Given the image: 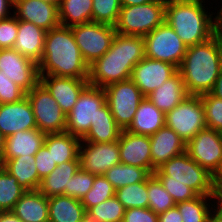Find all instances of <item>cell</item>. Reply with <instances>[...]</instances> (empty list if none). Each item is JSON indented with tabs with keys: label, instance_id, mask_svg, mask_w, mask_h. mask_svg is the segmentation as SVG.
<instances>
[{
	"label": "cell",
	"instance_id": "6da1fadb",
	"mask_svg": "<svg viewBox=\"0 0 222 222\" xmlns=\"http://www.w3.org/2000/svg\"><path fill=\"white\" fill-rule=\"evenodd\" d=\"M144 57L143 37L116 33L109 50L89 66V85L104 88L130 79L133 68Z\"/></svg>",
	"mask_w": 222,
	"mask_h": 222
},
{
	"label": "cell",
	"instance_id": "7a4b0ae2",
	"mask_svg": "<svg viewBox=\"0 0 222 222\" xmlns=\"http://www.w3.org/2000/svg\"><path fill=\"white\" fill-rule=\"evenodd\" d=\"M222 69V36L217 32L209 40L187 47L178 68L189 95L209 93Z\"/></svg>",
	"mask_w": 222,
	"mask_h": 222
},
{
	"label": "cell",
	"instance_id": "3957f363",
	"mask_svg": "<svg viewBox=\"0 0 222 222\" xmlns=\"http://www.w3.org/2000/svg\"><path fill=\"white\" fill-rule=\"evenodd\" d=\"M39 75L88 79L89 65L80 53L71 27L59 25L46 33Z\"/></svg>",
	"mask_w": 222,
	"mask_h": 222
},
{
	"label": "cell",
	"instance_id": "277c9868",
	"mask_svg": "<svg viewBox=\"0 0 222 222\" xmlns=\"http://www.w3.org/2000/svg\"><path fill=\"white\" fill-rule=\"evenodd\" d=\"M203 1L166 0L165 23L187 47L205 42L218 32V15L214 18L213 12L208 13Z\"/></svg>",
	"mask_w": 222,
	"mask_h": 222
},
{
	"label": "cell",
	"instance_id": "5b68a950",
	"mask_svg": "<svg viewBox=\"0 0 222 222\" xmlns=\"http://www.w3.org/2000/svg\"><path fill=\"white\" fill-rule=\"evenodd\" d=\"M160 182L184 183L198 195H211L213 175L184 152L171 158L153 173Z\"/></svg>",
	"mask_w": 222,
	"mask_h": 222
},
{
	"label": "cell",
	"instance_id": "8992f818",
	"mask_svg": "<svg viewBox=\"0 0 222 222\" xmlns=\"http://www.w3.org/2000/svg\"><path fill=\"white\" fill-rule=\"evenodd\" d=\"M166 0L142 5L122 6L115 31L122 35L145 37L165 22Z\"/></svg>",
	"mask_w": 222,
	"mask_h": 222
},
{
	"label": "cell",
	"instance_id": "52a82bcc",
	"mask_svg": "<svg viewBox=\"0 0 222 222\" xmlns=\"http://www.w3.org/2000/svg\"><path fill=\"white\" fill-rule=\"evenodd\" d=\"M103 89L115 122L122 130H127L145 96L131 79L109 84Z\"/></svg>",
	"mask_w": 222,
	"mask_h": 222
},
{
	"label": "cell",
	"instance_id": "ba28073f",
	"mask_svg": "<svg viewBox=\"0 0 222 222\" xmlns=\"http://www.w3.org/2000/svg\"><path fill=\"white\" fill-rule=\"evenodd\" d=\"M105 103L104 89L88 85L79 95L73 109L66 115L65 131L82 140Z\"/></svg>",
	"mask_w": 222,
	"mask_h": 222
},
{
	"label": "cell",
	"instance_id": "9c48e42d",
	"mask_svg": "<svg viewBox=\"0 0 222 222\" xmlns=\"http://www.w3.org/2000/svg\"><path fill=\"white\" fill-rule=\"evenodd\" d=\"M165 126L174 130L186 143L206 128L201 96L189 95L165 114Z\"/></svg>",
	"mask_w": 222,
	"mask_h": 222
},
{
	"label": "cell",
	"instance_id": "30bf717a",
	"mask_svg": "<svg viewBox=\"0 0 222 222\" xmlns=\"http://www.w3.org/2000/svg\"><path fill=\"white\" fill-rule=\"evenodd\" d=\"M71 31L89 66L109 50L117 33L114 26L97 22L72 26Z\"/></svg>",
	"mask_w": 222,
	"mask_h": 222
},
{
	"label": "cell",
	"instance_id": "8fae6325",
	"mask_svg": "<svg viewBox=\"0 0 222 222\" xmlns=\"http://www.w3.org/2000/svg\"><path fill=\"white\" fill-rule=\"evenodd\" d=\"M143 38L145 57L180 67L187 46L167 23L164 22Z\"/></svg>",
	"mask_w": 222,
	"mask_h": 222
},
{
	"label": "cell",
	"instance_id": "7c38bea8",
	"mask_svg": "<svg viewBox=\"0 0 222 222\" xmlns=\"http://www.w3.org/2000/svg\"><path fill=\"white\" fill-rule=\"evenodd\" d=\"M26 96L31 103L37 128L41 132H65L66 115L41 82L26 93Z\"/></svg>",
	"mask_w": 222,
	"mask_h": 222
},
{
	"label": "cell",
	"instance_id": "4fadbf2b",
	"mask_svg": "<svg viewBox=\"0 0 222 222\" xmlns=\"http://www.w3.org/2000/svg\"><path fill=\"white\" fill-rule=\"evenodd\" d=\"M186 153L214 176L222 163V132L201 130L186 143Z\"/></svg>",
	"mask_w": 222,
	"mask_h": 222
},
{
	"label": "cell",
	"instance_id": "5bb4252c",
	"mask_svg": "<svg viewBox=\"0 0 222 222\" xmlns=\"http://www.w3.org/2000/svg\"><path fill=\"white\" fill-rule=\"evenodd\" d=\"M79 162L82 171L95 176L104 175L108 169L120 163L118 140L104 143L81 140Z\"/></svg>",
	"mask_w": 222,
	"mask_h": 222
},
{
	"label": "cell",
	"instance_id": "9a60e30c",
	"mask_svg": "<svg viewBox=\"0 0 222 222\" xmlns=\"http://www.w3.org/2000/svg\"><path fill=\"white\" fill-rule=\"evenodd\" d=\"M0 70L26 93L40 82L38 64L14 48L0 49Z\"/></svg>",
	"mask_w": 222,
	"mask_h": 222
},
{
	"label": "cell",
	"instance_id": "2e32d148",
	"mask_svg": "<svg viewBox=\"0 0 222 222\" xmlns=\"http://www.w3.org/2000/svg\"><path fill=\"white\" fill-rule=\"evenodd\" d=\"M178 68L172 64L144 57L132 70L131 80L146 97L171 78Z\"/></svg>",
	"mask_w": 222,
	"mask_h": 222
},
{
	"label": "cell",
	"instance_id": "e0dca14e",
	"mask_svg": "<svg viewBox=\"0 0 222 222\" xmlns=\"http://www.w3.org/2000/svg\"><path fill=\"white\" fill-rule=\"evenodd\" d=\"M13 15L45 31L60 25L58 6L42 0H13Z\"/></svg>",
	"mask_w": 222,
	"mask_h": 222
},
{
	"label": "cell",
	"instance_id": "ac0fdd59",
	"mask_svg": "<svg viewBox=\"0 0 222 222\" xmlns=\"http://www.w3.org/2000/svg\"><path fill=\"white\" fill-rule=\"evenodd\" d=\"M40 82L46 87L65 115L73 109L79 95L89 85L88 79L53 75H40Z\"/></svg>",
	"mask_w": 222,
	"mask_h": 222
},
{
	"label": "cell",
	"instance_id": "d6986e66",
	"mask_svg": "<svg viewBox=\"0 0 222 222\" xmlns=\"http://www.w3.org/2000/svg\"><path fill=\"white\" fill-rule=\"evenodd\" d=\"M118 143L120 163L144 168L152 174L150 136L122 130Z\"/></svg>",
	"mask_w": 222,
	"mask_h": 222
},
{
	"label": "cell",
	"instance_id": "ffe728a7",
	"mask_svg": "<svg viewBox=\"0 0 222 222\" xmlns=\"http://www.w3.org/2000/svg\"><path fill=\"white\" fill-rule=\"evenodd\" d=\"M34 128H37V125L27 96L15 103L0 104V131L6 137L17 131Z\"/></svg>",
	"mask_w": 222,
	"mask_h": 222
},
{
	"label": "cell",
	"instance_id": "44dd1931",
	"mask_svg": "<svg viewBox=\"0 0 222 222\" xmlns=\"http://www.w3.org/2000/svg\"><path fill=\"white\" fill-rule=\"evenodd\" d=\"M150 143L152 174L171 158L186 152V142L167 126L151 135Z\"/></svg>",
	"mask_w": 222,
	"mask_h": 222
},
{
	"label": "cell",
	"instance_id": "7402d4cb",
	"mask_svg": "<svg viewBox=\"0 0 222 222\" xmlns=\"http://www.w3.org/2000/svg\"><path fill=\"white\" fill-rule=\"evenodd\" d=\"M46 33L47 31L31 22L19 20L18 35L13 48L18 53L39 64L44 51Z\"/></svg>",
	"mask_w": 222,
	"mask_h": 222
},
{
	"label": "cell",
	"instance_id": "603a6c76",
	"mask_svg": "<svg viewBox=\"0 0 222 222\" xmlns=\"http://www.w3.org/2000/svg\"><path fill=\"white\" fill-rule=\"evenodd\" d=\"M46 133L38 128L17 131L6 137L5 149L0 161L17 158L23 155L34 156L44 145Z\"/></svg>",
	"mask_w": 222,
	"mask_h": 222
},
{
	"label": "cell",
	"instance_id": "cb8c5ba5",
	"mask_svg": "<svg viewBox=\"0 0 222 222\" xmlns=\"http://www.w3.org/2000/svg\"><path fill=\"white\" fill-rule=\"evenodd\" d=\"M188 96L182 76L177 71L161 87L155 89L146 97L157 109L166 114Z\"/></svg>",
	"mask_w": 222,
	"mask_h": 222
},
{
	"label": "cell",
	"instance_id": "d4e9b609",
	"mask_svg": "<svg viewBox=\"0 0 222 222\" xmlns=\"http://www.w3.org/2000/svg\"><path fill=\"white\" fill-rule=\"evenodd\" d=\"M12 212L23 222H49L48 198L39 190L26 191Z\"/></svg>",
	"mask_w": 222,
	"mask_h": 222
},
{
	"label": "cell",
	"instance_id": "484cf974",
	"mask_svg": "<svg viewBox=\"0 0 222 222\" xmlns=\"http://www.w3.org/2000/svg\"><path fill=\"white\" fill-rule=\"evenodd\" d=\"M164 126L165 114L145 97L138 105L133 122L127 131L138 135L151 136Z\"/></svg>",
	"mask_w": 222,
	"mask_h": 222
},
{
	"label": "cell",
	"instance_id": "4316f807",
	"mask_svg": "<svg viewBox=\"0 0 222 222\" xmlns=\"http://www.w3.org/2000/svg\"><path fill=\"white\" fill-rule=\"evenodd\" d=\"M0 165L15 176L19 185L26 191L39 189L42 179L37 173L34 156L23 155L7 161H0Z\"/></svg>",
	"mask_w": 222,
	"mask_h": 222
},
{
	"label": "cell",
	"instance_id": "83f0119b",
	"mask_svg": "<svg viewBox=\"0 0 222 222\" xmlns=\"http://www.w3.org/2000/svg\"><path fill=\"white\" fill-rule=\"evenodd\" d=\"M79 169V157L73 161L61 163L41 180L38 190L47 198L65 195V188H69L71 177H73Z\"/></svg>",
	"mask_w": 222,
	"mask_h": 222
},
{
	"label": "cell",
	"instance_id": "f1b7e54d",
	"mask_svg": "<svg viewBox=\"0 0 222 222\" xmlns=\"http://www.w3.org/2000/svg\"><path fill=\"white\" fill-rule=\"evenodd\" d=\"M122 129L117 125L107 102L99 109L94 123L82 139L85 142L104 143L119 140Z\"/></svg>",
	"mask_w": 222,
	"mask_h": 222
},
{
	"label": "cell",
	"instance_id": "f546056e",
	"mask_svg": "<svg viewBox=\"0 0 222 222\" xmlns=\"http://www.w3.org/2000/svg\"><path fill=\"white\" fill-rule=\"evenodd\" d=\"M49 222H80L86 214L81 200L65 195L48 198Z\"/></svg>",
	"mask_w": 222,
	"mask_h": 222
},
{
	"label": "cell",
	"instance_id": "4dcf8cb0",
	"mask_svg": "<svg viewBox=\"0 0 222 222\" xmlns=\"http://www.w3.org/2000/svg\"><path fill=\"white\" fill-rule=\"evenodd\" d=\"M81 139L68 132L47 133L44 145L51 152L53 161L57 166L67 161H73L79 157Z\"/></svg>",
	"mask_w": 222,
	"mask_h": 222
},
{
	"label": "cell",
	"instance_id": "1f68e13d",
	"mask_svg": "<svg viewBox=\"0 0 222 222\" xmlns=\"http://www.w3.org/2000/svg\"><path fill=\"white\" fill-rule=\"evenodd\" d=\"M93 0H61L58 7L60 25L72 27L92 22Z\"/></svg>",
	"mask_w": 222,
	"mask_h": 222
},
{
	"label": "cell",
	"instance_id": "d6a6232c",
	"mask_svg": "<svg viewBox=\"0 0 222 222\" xmlns=\"http://www.w3.org/2000/svg\"><path fill=\"white\" fill-rule=\"evenodd\" d=\"M150 175L144 168L122 163L114 165L104 174L115 190L129 184L144 182Z\"/></svg>",
	"mask_w": 222,
	"mask_h": 222
},
{
	"label": "cell",
	"instance_id": "836d02e7",
	"mask_svg": "<svg viewBox=\"0 0 222 222\" xmlns=\"http://www.w3.org/2000/svg\"><path fill=\"white\" fill-rule=\"evenodd\" d=\"M209 198H211L210 195H198L191 200L176 203V207L182 216V221L210 222L212 219V210Z\"/></svg>",
	"mask_w": 222,
	"mask_h": 222
},
{
	"label": "cell",
	"instance_id": "e575fe53",
	"mask_svg": "<svg viewBox=\"0 0 222 222\" xmlns=\"http://www.w3.org/2000/svg\"><path fill=\"white\" fill-rule=\"evenodd\" d=\"M25 192L16 177L0 165V212L12 211Z\"/></svg>",
	"mask_w": 222,
	"mask_h": 222
},
{
	"label": "cell",
	"instance_id": "d590c367",
	"mask_svg": "<svg viewBox=\"0 0 222 222\" xmlns=\"http://www.w3.org/2000/svg\"><path fill=\"white\" fill-rule=\"evenodd\" d=\"M147 193L148 208L157 215L176 206V202L154 174L147 178Z\"/></svg>",
	"mask_w": 222,
	"mask_h": 222
},
{
	"label": "cell",
	"instance_id": "8d00e7d4",
	"mask_svg": "<svg viewBox=\"0 0 222 222\" xmlns=\"http://www.w3.org/2000/svg\"><path fill=\"white\" fill-rule=\"evenodd\" d=\"M115 197L125 209L148 208L147 180L118 188Z\"/></svg>",
	"mask_w": 222,
	"mask_h": 222
},
{
	"label": "cell",
	"instance_id": "74e56055",
	"mask_svg": "<svg viewBox=\"0 0 222 222\" xmlns=\"http://www.w3.org/2000/svg\"><path fill=\"white\" fill-rule=\"evenodd\" d=\"M124 213V206L115 196L91 207L86 212L94 222H122Z\"/></svg>",
	"mask_w": 222,
	"mask_h": 222
},
{
	"label": "cell",
	"instance_id": "f35d334b",
	"mask_svg": "<svg viewBox=\"0 0 222 222\" xmlns=\"http://www.w3.org/2000/svg\"><path fill=\"white\" fill-rule=\"evenodd\" d=\"M115 196V189L104 175L95 176L92 188L82 198L86 212L93 206Z\"/></svg>",
	"mask_w": 222,
	"mask_h": 222
},
{
	"label": "cell",
	"instance_id": "ab89813d",
	"mask_svg": "<svg viewBox=\"0 0 222 222\" xmlns=\"http://www.w3.org/2000/svg\"><path fill=\"white\" fill-rule=\"evenodd\" d=\"M121 7L120 0H93L92 22L115 26Z\"/></svg>",
	"mask_w": 222,
	"mask_h": 222
},
{
	"label": "cell",
	"instance_id": "60d3db41",
	"mask_svg": "<svg viewBox=\"0 0 222 222\" xmlns=\"http://www.w3.org/2000/svg\"><path fill=\"white\" fill-rule=\"evenodd\" d=\"M204 107L206 128L222 132V99L210 93L200 95Z\"/></svg>",
	"mask_w": 222,
	"mask_h": 222
},
{
	"label": "cell",
	"instance_id": "b9f144b4",
	"mask_svg": "<svg viewBox=\"0 0 222 222\" xmlns=\"http://www.w3.org/2000/svg\"><path fill=\"white\" fill-rule=\"evenodd\" d=\"M95 175L79 169L69 183V188H65V196L82 200L87 192L92 188Z\"/></svg>",
	"mask_w": 222,
	"mask_h": 222
},
{
	"label": "cell",
	"instance_id": "7bdbcfd3",
	"mask_svg": "<svg viewBox=\"0 0 222 222\" xmlns=\"http://www.w3.org/2000/svg\"><path fill=\"white\" fill-rule=\"evenodd\" d=\"M0 70V104L15 103L26 97V92Z\"/></svg>",
	"mask_w": 222,
	"mask_h": 222
},
{
	"label": "cell",
	"instance_id": "ee69618b",
	"mask_svg": "<svg viewBox=\"0 0 222 222\" xmlns=\"http://www.w3.org/2000/svg\"><path fill=\"white\" fill-rule=\"evenodd\" d=\"M19 20L11 15L0 20V49L13 48L18 35Z\"/></svg>",
	"mask_w": 222,
	"mask_h": 222
},
{
	"label": "cell",
	"instance_id": "f6af8a7d",
	"mask_svg": "<svg viewBox=\"0 0 222 222\" xmlns=\"http://www.w3.org/2000/svg\"><path fill=\"white\" fill-rule=\"evenodd\" d=\"M34 157L37 173L41 179L49 175L57 167L56 162L53 161L51 152L45 145L38 150Z\"/></svg>",
	"mask_w": 222,
	"mask_h": 222
},
{
	"label": "cell",
	"instance_id": "bcb514c9",
	"mask_svg": "<svg viewBox=\"0 0 222 222\" xmlns=\"http://www.w3.org/2000/svg\"><path fill=\"white\" fill-rule=\"evenodd\" d=\"M161 184L176 203L188 201L198 196L192 188L184 183L161 182Z\"/></svg>",
	"mask_w": 222,
	"mask_h": 222
},
{
	"label": "cell",
	"instance_id": "7dc6e473",
	"mask_svg": "<svg viewBox=\"0 0 222 222\" xmlns=\"http://www.w3.org/2000/svg\"><path fill=\"white\" fill-rule=\"evenodd\" d=\"M122 222H158V215L149 208L125 209Z\"/></svg>",
	"mask_w": 222,
	"mask_h": 222
},
{
	"label": "cell",
	"instance_id": "c3c4849f",
	"mask_svg": "<svg viewBox=\"0 0 222 222\" xmlns=\"http://www.w3.org/2000/svg\"><path fill=\"white\" fill-rule=\"evenodd\" d=\"M210 197H211L210 200L211 201L213 200L212 202L217 201L215 202L216 205L215 203L214 204L211 203L212 220L215 222H222V188H214Z\"/></svg>",
	"mask_w": 222,
	"mask_h": 222
},
{
	"label": "cell",
	"instance_id": "681fc988",
	"mask_svg": "<svg viewBox=\"0 0 222 222\" xmlns=\"http://www.w3.org/2000/svg\"><path fill=\"white\" fill-rule=\"evenodd\" d=\"M158 222H183L182 216L175 206L158 215Z\"/></svg>",
	"mask_w": 222,
	"mask_h": 222
},
{
	"label": "cell",
	"instance_id": "f907efd6",
	"mask_svg": "<svg viewBox=\"0 0 222 222\" xmlns=\"http://www.w3.org/2000/svg\"><path fill=\"white\" fill-rule=\"evenodd\" d=\"M10 9H13V0H0V20L11 16Z\"/></svg>",
	"mask_w": 222,
	"mask_h": 222
},
{
	"label": "cell",
	"instance_id": "816d5d0a",
	"mask_svg": "<svg viewBox=\"0 0 222 222\" xmlns=\"http://www.w3.org/2000/svg\"><path fill=\"white\" fill-rule=\"evenodd\" d=\"M212 96L222 99V69L218 75V78L215 80L212 90L209 92Z\"/></svg>",
	"mask_w": 222,
	"mask_h": 222
},
{
	"label": "cell",
	"instance_id": "f5cc1de1",
	"mask_svg": "<svg viewBox=\"0 0 222 222\" xmlns=\"http://www.w3.org/2000/svg\"><path fill=\"white\" fill-rule=\"evenodd\" d=\"M0 222H23L12 211L0 212Z\"/></svg>",
	"mask_w": 222,
	"mask_h": 222
},
{
	"label": "cell",
	"instance_id": "db71d44e",
	"mask_svg": "<svg viewBox=\"0 0 222 222\" xmlns=\"http://www.w3.org/2000/svg\"><path fill=\"white\" fill-rule=\"evenodd\" d=\"M214 188H222V163L218 171L213 176Z\"/></svg>",
	"mask_w": 222,
	"mask_h": 222
},
{
	"label": "cell",
	"instance_id": "11a10c76",
	"mask_svg": "<svg viewBox=\"0 0 222 222\" xmlns=\"http://www.w3.org/2000/svg\"><path fill=\"white\" fill-rule=\"evenodd\" d=\"M122 6H135L146 4L155 0H120Z\"/></svg>",
	"mask_w": 222,
	"mask_h": 222
},
{
	"label": "cell",
	"instance_id": "9f6ffc18",
	"mask_svg": "<svg viewBox=\"0 0 222 222\" xmlns=\"http://www.w3.org/2000/svg\"><path fill=\"white\" fill-rule=\"evenodd\" d=\"M6 136L0 131V160L2 159L5 149Z\"/></svg>",
	"mask_w": 222,
	"mask_h": 222
},
{
	"label": "cell",
	"instance_id": "6f0895ef",
	"mask_svg": "<svg viewBox=\"0 0 222 222\" xmlns=\"http://www.w3.org/2000/svg\"><path fill=\"white\" fill-rule=\"evenodd\" d=\"M217 15H218V32L222 36V7L217 11Z\"/></svg>",
	"mask_w": 222,
	"mask_h": 222
},
{
	"label": "cell",
	"instance_id": "680465c9",
	"mask_svg": "<svg viewBox=\"0 0 222 222\" xmlns=\"http://www.w3.org/2000/svg\"><path fill=\"white\" fill-rule=\"evenodd\" d=\"M42 1L54 4L55 6H58V7H59V5L61 3V0H42Z\"/></svg>",
	"mask_w": 222,
	"mask_h": 222
},
{
	"label": "cell",
	"instance_id": "91938a15",
	"mask_svg": "<svg viewBox=\"0 0 222 222\" xmlns=\"http://www.w3.org/2000/svg\"><path fill=\"white\" fill-rule=\"evenodd\" d=\"M80 222H94L93 220H91L87 215L85 216V218L80 221Z\"/></svg>",
	"mask_w": 222,
	"mask_h": 222
}]
</instances>
